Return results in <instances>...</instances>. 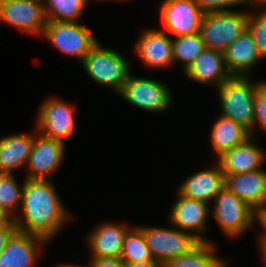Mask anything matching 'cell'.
I'll return each instance as SVG.
<instances>
[{"label":"cell","instance_id":"cell-34","mask_svg":"<svg viewBox=\"0 0 266 267\" xmlns=\"http://www.w3.org/2000/svg\"><path fill=\"white\" fill-rule=\"evenodd\" d=\"M90 267H126V262L121 258H91Z\"/></svg>","mask_w":266,"mask_h":267},{"label":"cell","instance_id":"cell-17","mask_svg":"<svg viewBox=\"0 0 266 267\" xmlns=\"http://www.w3.org/2000/svg\"><path fill=\"white\" fill-rule=\"evenodd\" d=\"M214 166L185 178L177 193L190 199L210 203L225 186V175L220 165L216 162Z\"/></svg>","mask_w":266,"mask_h":267},{"label":"cell","instance_id":"cell-21","mask_svg":"<svg viewBox=\"0 0 266 267\" xmlns=\"http://www.w3.org/2000/svg\"><path fill=\"white\" fill-rule=\"evenodd\" d=\"M223 55L226 67L232 76H250L248 72L263 59L248 30L236 38Z\"/></svg>","mask_w":266,"mask_h":267},{"label":"cell","instance_id":"cell-20","mask_svg":"<svg viewBox=\"0 0 266 267\" xmlns=\"http://www.w3.org/2000/svg\"><path fill=\"white\" fill-rule=\"evenodd\" d=\"M184 74L198 83L215 85L218 88L224 81L232 77L228 71L223 52L206 48Z\"/></svg>","mask_w":266,"mask_h":267},{"label":"cell","instance_id":"cell-31","mask_svg":"<svg viewBox=\"0 0 266 267\" xmlns=\"http://www.w3.org/2000/svg\"><path fill=\"white\" fill-rule=\"evenodd\" d=\"M204 13L231 11L230 7L247 5L246 0H194Z\"/></svg>","mask_w":266,"mask_h":267},{"label":"cell","instance_id":"cell-32","mask_svg":"<svg viewBox=\"0 0 266 267\" xmlns=\"http://www.w3.org/2000/svg\"><path fill=\"white\" fill-rule=\"evenodd\" d=\"M16 230L17 228L13 218H9L7 221L0 223V253L6 246L8 239Z\"/></svg>","mask_w":266,"mask_h":267},{"label":"cell","instance_id":"cell-27","mask_svg":"<svg viewBox=\"0 0 266 267\" xmlns=\"http://www.w3.org/2000/svg\"><path fill=\"white\" fill-rule=\"evenodd\" d=\"M126 263L154 260L143 232L136 226L127 232L120 256Z\"/></svg>","mask_w":266,"mask_h":267},{"label":"cell","instance_id":"cell-19","mask_svg":"<svg viewBox=\"0 0 266 267\" xmlns=\"http://www.w3.org/2000/svg\"><path fill=\"white\" fill-rule=\"evenodd\" d=\"M225 186L255 211L266 207V171L225 175Z\"/></svg>","mask_w":266,"mask_h":267},{"label":"cell","instance_id":"cell-5","mask_svg":"<svg viewBox=\"0 0 266 267\" xmlns=\"http://www.w3.org/2000/svg\"><path fill=\"white\" fill-rule=\"evenodd\" d=\"M213 203L212 217L227 237H238L253 227L255 210L226 186L216 195Z\"/></svg>","mask_w":266,"mask_h":267},{"label":"cell","instance_id":"cell-16","mask_svg":"<svg viewBox=\"0 0 266 267\" xmlns=\"http://www.w3.org/2000/svg\"><path fill=\"white\" fill-rule=\"evenodd\" d=\"M256 136L224 152L217 158L224 175L242 174L262 169L266 154L255 144Z\"/></svg>","mask_w":266,"mask_h":267},{"label":"cell","instance_id":"cell-23","mask_svg":"<svg viewBox=\"0 0 266 267\" xmlns=\"http://www.w3.org/2000/svg\"><path fill=\"white\" fill-rule=\"evenodd\" d=\"M210 135V143L217 158L251 137L246 128L223 115H219L213 123Z\"/></svg>","mask_w":266,"mask_h":267},{"label":"cell","instance_id":"cell-33","mask_svg":"<svg viewBox=\"0 0 266 267\" xmlns=\"http://www.w3.org/2000/svg\"><path fill=\"white\" fill-rule=\"evenodd\" d=\"M254 222H259V225H261L263 230L258 238L260 253L266 247V207L260 208L255 211Z\"/></svg>","mask_w":266,"mask_h":267},{"label":"cell","instance_id":"cell-8","mask_svg":"<svg viewBox=\"0 0 266 267\" xmlns=\"http://www.w3.org/2000/svg\"><path fill=\"white\" fill-rule=\"evenodd\" d=\"M144 234L147 246L155 261L162 265L190 252L200 241L178 228L137 226Z\"/></svg>","mask_w":266,"mask_h":267},{"label":"cell","instance_id":"cell-10","mask_svg":"<svg viewBox=\"0 0 266 267\" xmlns=\"http://www.w3.org/2000/svg\"><path fill=\"white\" fill-rule=\"evenodd\" d=\"M159 14L163 31L174 37L200 33L204 11L194 0H163Z\"/></svg>","mask_w":266,"mask_h":267},{"label":"cell","instance_id":"cell-36","mask_svg":"<svg viewBox=\"0 0 266 267\" xmlns=\"http://www.w3.org/2000/svg\"><path fill=\"white\" fill-rule=\"evenodd\" d=\"M246 3L250 4L252 7H262V8H266V0H246ZM257 5V6H256Z\"/></svg>","mask_w":266,"mask_h":267},{"label":"cell","instance_id":"cell-40","mask_svg":"<svg viewBox=\"0 0 266 267\" xmlns=\"http://www.w3.org/2000/svg\"><path fill=\"white\" fill-rule=\"evenodd\" d=\"M98 1H100V0H98ZM101 1H107V0H101ZM109 1V0H108ZM110 1H112V0H110ZM114 1V0H113ZM115 1H123V2H125V1H128V0H115Z\"/></svg>","mask_w":266,"mask_h":267},{"label":"cell","instance_id":"cell-11","mask_svg":"<svg viewBox=\"0 0 266 267\" xmlns=\"http://www.w3.org/2000/svg\"><path fill=\"white\" fill-rule=\"evenodd\" d=\"M34 143L27 161L25 178L51 180V174L61 166L65 155V143L41 135L36 129ZM36 134V135H35Z\"/></svg>","mask_w":266,"mask_h":267},{"label":"cell","instance_id":"cell-12","mask_svg":"<svg viewBox=\"0 0 266 267\" xmlns=\"http://www.w3.org/2000/svg\"><path fill=\"white\" fill-rule=\"evenodd\" d=\"M0 20L35 36L47 24L42 0H0Z\"/></svg>","mask_w":266,"mask_h":267},{"label":"cell","instance_id":"cell-9","mask_svg":"<svg viewBox=\"0 0 266 267\" xmlns=\"http://www.w3.org/2000/svg\"><path fill=\"white\" fill-rule=\"evenodd\" d=\"M75 109L58 97L45 99L39 105L36 130L43 136L62 141L75 130Z\"/></svg>","mask_w":266,"mask_h":267},{"label":"cell","instance_id":"cell-4","mask_svg":"<svg viewBox=\"0 0 266 267\" xmlns=\"http://www.w3.org/2000/svg\"><path fill=\"white\" fill-rule=\"evenodd\" d=\"M248 20L249 12L240 10L204 13L200 34L205 47L224 52L247 30Z\"/></svg>","mask_w":266,"mask_h":267},{"label":"cell","instance_id":"cell-30","mask_svg":"<svg viewBox=\"0 0 266 267\" xmlns=\"http://www.w3.org/2000/svg\"><path fill=\"white\" fill-rule=\"evenodd\" d=\"M266 131V81L257 88L254 99V136L256 132V125Z\"/></svg>","mask_w":266,"mask_h":267},{"label":"cell","instance_id":"cell-38","mask_svg":"<svg viewBox=\"0 0 266 267\" xmlns=\"http://www.w3.org/2000/svg\"><path fill=\"white\" fill-rule=\"evenodd\" d=\"M9 217L5 214V212L0 208V223L7 221Z\"/></svg>","mask_w":266,"mask_h":267},{"label":"cell","instance_id":"cell-2","mask_svg":"<svg viewBox=\"0 0 266 267\" xmlns=\"http://www.w3.org/2000/svg\"><path fill=\"white\" fill-rule=\"evenodd\" d=\"M263 82L260 80L254 83L249 76H232L216 89L221 115L246 128L251 136H254L255 94Z\"/></svg>","mask_w":266,"mask_h":267},{"label":"cell","instance_id":"cell-24","mask_svg":"<svg viewBox=\"0 0 266 267\" xmlns=\"http://www.w3.org/2000/svg\"><path fill=\"white\" fill-rule=\"evenodd\" d=\"M216 246L211 241L200 242L190 252L169 260L163 267H228L223 258L215 254Z\"/></svg>","mask_w":266,"mask_h":267},{"label":"cell","instance_id":"cell-13","mask_svg":"<svg viewBox=\"0 0 266 267\" xmlns=\"http://www.w3.org/2000/svg\"><path fill=\"white\" fill-rule=\"evenodd\" d=\"M209 208V203L190 199L178 193L168 218L174 227L195 236L200 242H209L203 234L208 228L207 218L211 212Z\"/></svg>","mask_w":266,"mask_h":267},{"label":"cell","instance_id":"cell-15","mask_svg":"<svg viewBox=\"0 0 266 267\" xmlns=\"http://www.w3.org/2000/svg\"><path fill=\"white\" fill-rule=\"evenodd\" d=\"M47 243L38 236L16 230L0 253V267H35L42 245Z\"/></svg>","mask_w":266,"mask_h":267},{"label":"cell","instance_id":"cell-18","mask_svg":"<svg viewBox=\"0 0 266 267\" xmlns=\"http://www.w3.org/2000/svg\"><path fill=\"white\" fill-rule=\"evenodd\" d=\"M116 222H105L94 228L88 236L90 258H119L122 253L124 238L132 228Z\"/></svg>","mask_w":266,"mask_h":267},{"label":"cell","instance_id":"cell-3","mask_svg":"<svg viewBox=\"0 0 266 267\" xmlns=\"http://www.w3.org/2000/svg\"><path fill=\"white\" fill-rule=\"evenodd\" d=\"M126 58L112 48H103L97 42L81 62L87 74L98 85L112 88L117 94L130 75Z\"/></svg>","mask_w":266,"mask_h":267},{"label":"cell","instance_id":"cell-6","mask_svg":"<svg viewBox=\"0 0 266 267\" xmlns=\"http://www.w3.org/2000/svg\"><path fill=\"white\" fill-rule=\"evenodd\" d=\"M42 35L61 53L77 58L80 63L98 42L92 31L79 22L47 21Z\"/></svg>","mask_w":266,"mask_h":267},{"label":"cell","instance_id":"cell-25","mask_svg":"<svg viewBox=\"0 0 266 267\" xmlns=\"http://www.w3.org/2000/svg\"><path fill=\"white\" fill-rule=\"evenodd\" d=\"M47 21L79 22L89 0H42Z\"/></svg>","mask_w":266,"mask_h":267},{"label":"cell","instance_id":"cell-14","mask_svg":"<svg viewBox=\"0 0 266 267\" xmlns=\"http://www.w3.org/2000/svg\"><path fill=\"white\" fill-rule=\"evenodd\" d=\"M134 47L138 59L149 68L165 69L174 64L172 37L162 29L143 31Z\"/></svg>","mask_w":266,"mask_h":267},{"label":"cell","instance_id":"cell-1","mask_svg":"<svg viewBox=\"0 0 266 267\" xmlns=\"http://www.w3.org/2000/svg\"><path fill=\"white\" fill-rule=\"evenodd\" d=\"M51 180L23 182L21 216L14 218L18 231L38 236L47 242L70 220V215Z\"/></svg>","mask_w":266,"mask_h":267},{"label":"cell","instance_id":"cell-7","mask_svg":"<svg viewBox=\"0 0 266 267\" xmlns=\"http://www.w3.org/2000/svg\"><path fill=\"white\" fill-rule=\"evenodd\" d=\"M171 88L166 84L148 78L128 76L123 88L118 93L131 105L152 112H165L173 103Z\"/></svg>","mask_w":266,"mask_h":267},{"label":"cell","instance_id":"cell-29","mask_svg":"<svg viewBox=\"0 0 266 267\" xmlns=\"http://www.w3.org/2000/svg\"><path fill=\"white\" fill-rule=\"evenodd\" d=\"M260 12H249L247 30L256 43L263 58H266V8H258Z\"/></svg>","mask_w":266,"mask_h":267},{"label":"cell","instance_id":"cell-26","mask_svg":"<svg viewBox=\"0 0 266 267\" xmlns=\"http://www.w3.org/2000/svg\"><path fill=\"white\" fill-rule=\"evenodd\" d=\"M206 49L200 33L172 37L173 61L182 63L185 71Z\"/></svg>","mask_w":266,"mask_h":267},{"label":"cell","instance_id":"cell-39","mask_svg":"<svg viewBox=\"0 0 266 267\" xmlns=\"http://www.w3.org/2000/svg\"><path fill=\"white\" fill-rule=\"evenodd\" d=\"M54 267H89V266H80V265H74V264H69V263H65V264H59L56 265Z\"/></svg>","mask_w":266,"mask_h":267},{"label":"cell","instance_id":"cell-37","mask_svg":"<svg viewBox=\"0 0 266 267\" xmlns=\"http://www.w3.org/2000/svg\"><path fill=\"white\" fill-rule=\"evenodd\" d=\"M263 266L266 267V247L260 252Z\"/></svg>","mask_w":266,"mask_h":267},{"label":"cell","instance_id":"cell-28","mask_svg":"<svg viewBox=\"0 0 266 267\" xmlns=\"http://www.w3.org/2000/svg\"><path fill=\"white\" fill-rule=\"evenodd\" d=\"M22 191L12 173H0V208L9 218H15V209L22 204Z\"/></svg>","mask_w":266,"mask_h":267},{"label":"cell","instance_id":"cell-35","mask_svg":"<svg viewBox=\"0 0 266 267\" xmlns=\"http://www.w3.org/2000/svg\"><path fill=\"white\" fill-rule=\"evenodd\" d=\"M126 267H163V265L155 260L137 263H126Z\"/></svg>","mask_w":266,"mask_h":267},{"label":"cell","instance_id":"cell-22","mask_svg":"<svg viewBox=\"0 0 266 267\" xmlns=\"http://www.w3.org/2000/svg\"><path fill=\"white\" fill-rule=\"evenodd\" d=\"M34 143V135L12 134L0 138V173H12L26 165Z\"/></svg>","mask_w":266,"mask_h":267}]
</instances>
